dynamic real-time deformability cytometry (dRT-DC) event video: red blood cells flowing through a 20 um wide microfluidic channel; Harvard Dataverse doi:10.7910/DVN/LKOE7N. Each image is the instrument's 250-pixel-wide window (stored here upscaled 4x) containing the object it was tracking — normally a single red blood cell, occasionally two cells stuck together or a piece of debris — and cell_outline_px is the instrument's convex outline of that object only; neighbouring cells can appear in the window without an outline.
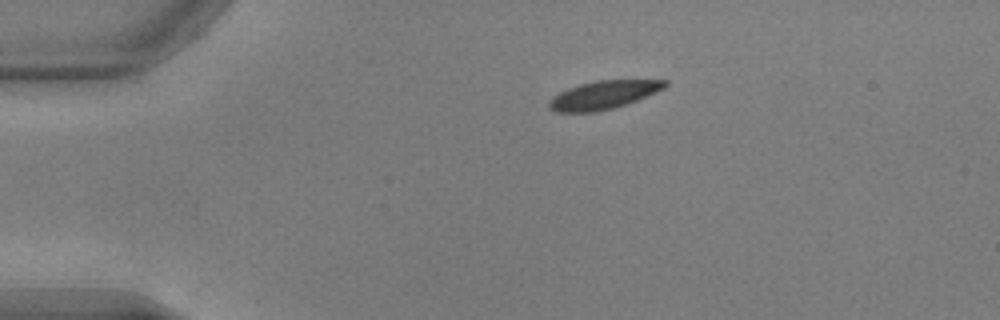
{"species": "common noctule bat (a hibernating species)", "species_latin": "Nyctalus noctula", "temperature_condition": "warm", "stored_images_in_passage": 43, "camera_frame_rate_fps": 3000, "um_per_image_px": 0.085, "animal": {"sex": "male", "body_mass_g": 17.9, "forearm_length_mm": 54.2}, "frame": {"image": 1, "passage_image": 1, "time_ms": 0.0, "image_size_px": [1000, 320], "cell_outline_px": [[668, 84], [664, 88], [636, 100], [612, 108], [592, 112], [556, 112], [548, 108], [548, 100], [552, 96], [568, 88], [580, 84], [596, 80], [668, 80]], "centroid_in_image_um": [51.24, 8.06], "position_along_channel_um": 33.8, "area_um2": 18.9}}
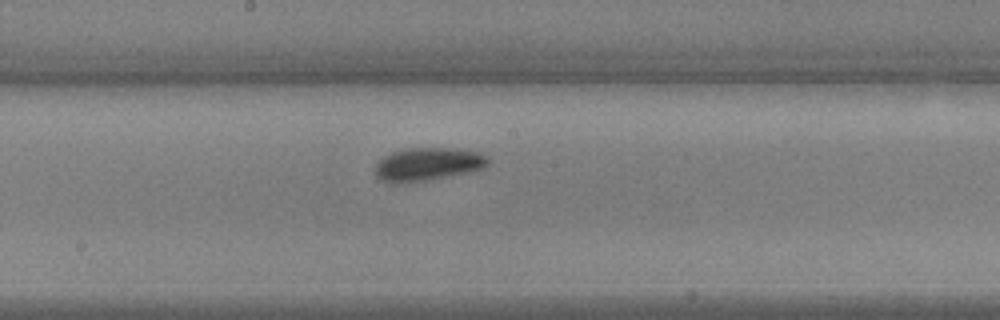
{"frame": {"image": 2, "passage_image": 19, "time_ms": 6.0, "image_size_px": [1000, 320], "cell_outline_px": [[488, 164], [484, 168], [468, 172], [428, 180], [396, 184], [380, 180], [376, 176], [376, 164], [384, 156], [392, 152], [408, 148], [448, 148], [480, 152], [488, 156]], "centroid_in_image_um": [36.35, 13.96], "position_along_channel_um": 211.8, "area_um2": 21.73}}
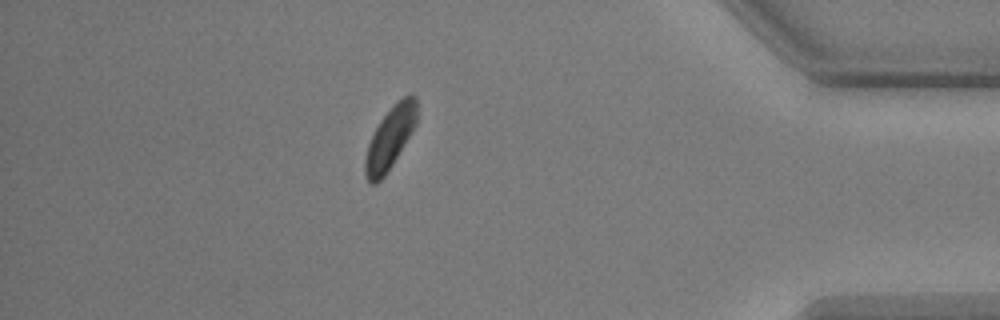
{"frame": {"image": 3, "passage_image": 37, "time_ms": 12.0, "image_size_px": [1000, 320], "cell_outline_px": [[416, 124], [412, 132], [392, 164], [384, 176], [376, 184], [372, 184], [364, 176], [364, 160], [368, 144], [380, 120], [396, 100], [412, 92], [416, 96]], "centroid_in_image_um": [33.15, 11.7], "position_along_channel_um": 402.1, "area_um2": 18.67}, "authors_computed_cell_mechanics": {"area_um2": 19.941, "velocity_mm_per_s": 3.7982, "shape_relaxation_time_tau1_ms": 7.5845, "shape_relaxation_time_tau2_ms": 7.4328, "deformation_change_tau1": 0.196, "deformation_change_tau2": 0.0675}}